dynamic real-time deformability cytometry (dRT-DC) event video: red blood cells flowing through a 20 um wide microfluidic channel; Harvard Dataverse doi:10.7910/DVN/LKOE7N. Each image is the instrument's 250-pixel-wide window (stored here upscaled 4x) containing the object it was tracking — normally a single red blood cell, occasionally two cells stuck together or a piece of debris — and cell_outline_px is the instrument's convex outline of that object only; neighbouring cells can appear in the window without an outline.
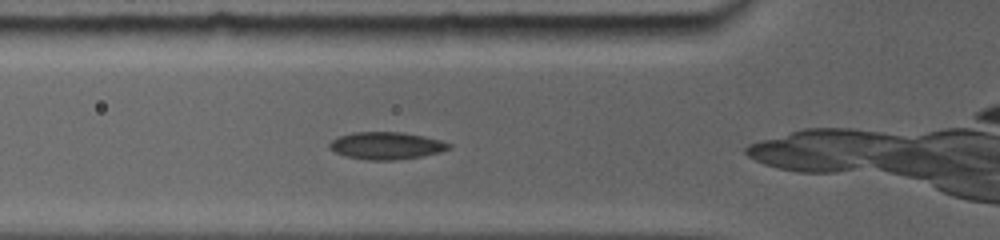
{"species": "common noctule bat (a hibernating species)", "species_latin": "Nyctalus noctula", "temperature_condition": "room temperature", "stored_images_in_passage": 3, "camera_frame_rate_fps": 5000, "um_per_image_px": 0.085, "animal": {"sex": "female", "body_mass_g": 19.0, "forearm_length_mm": 56.7}, "frame": {"image": 1, "passage_image": 3, "time_ms": 1.6, "image_size_px": [1000, 240], "cell_outline_px": [[448, 148], [440, 152], [420, 156], [392, 160], [368, 160], [348, 156], [336, 152], [328, 148], [328, 144], [332, 140], [340, 136], [356, 132], [396, 132], [420, 136], [436, 140], [448, 144]], "centroid_in_image_um": [32.74, 12.39], "position_along_channel_um": 93.1, "area_um2": 18.26}}